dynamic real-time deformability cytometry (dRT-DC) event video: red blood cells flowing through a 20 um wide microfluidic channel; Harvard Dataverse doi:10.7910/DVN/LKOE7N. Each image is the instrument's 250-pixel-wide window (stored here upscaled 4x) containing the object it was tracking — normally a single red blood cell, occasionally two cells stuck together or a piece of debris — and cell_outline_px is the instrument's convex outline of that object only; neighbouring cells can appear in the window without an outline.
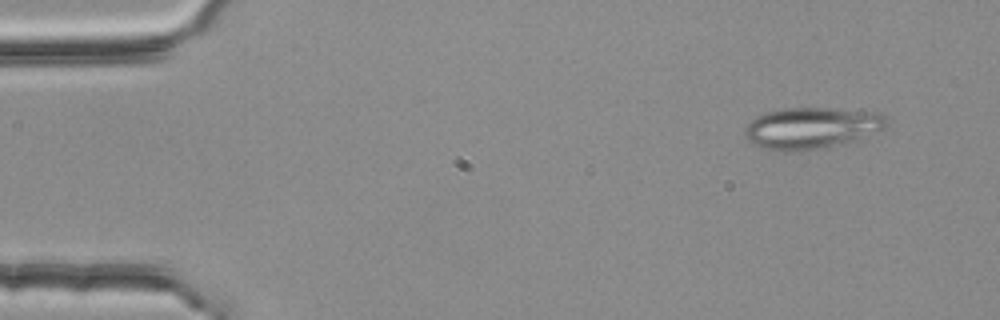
{"species": "common noctule bat (a hibernating species)", "species_latin": "Nyctalus noctula", "temperature_condition": "room temperature", "stored_images_in_passage": 4, "camera_frame_rate_fps": 3000, "um_per_image_px": 0.085, "animal": {"sex": "female", "body_mass_g": 25.1}, "frame": {"image": 1, "passage_image": 1, "time_ms": 0.0, "image_size_px": [1000, 320], "cell_outline_px": [[888, 124], [860, 140], [844, 144], [824, 148], [788, 152], [780, 152], [760, 148], [752, 144], [744, 136], [744, 128], [752, 120], [764, 112], [784, 108], [828, 108], [884, 112]], "centroid_in_image_um": [68.97, 10.89], "position_along_channel_um": 16.0, "area_um2": 34.85}}